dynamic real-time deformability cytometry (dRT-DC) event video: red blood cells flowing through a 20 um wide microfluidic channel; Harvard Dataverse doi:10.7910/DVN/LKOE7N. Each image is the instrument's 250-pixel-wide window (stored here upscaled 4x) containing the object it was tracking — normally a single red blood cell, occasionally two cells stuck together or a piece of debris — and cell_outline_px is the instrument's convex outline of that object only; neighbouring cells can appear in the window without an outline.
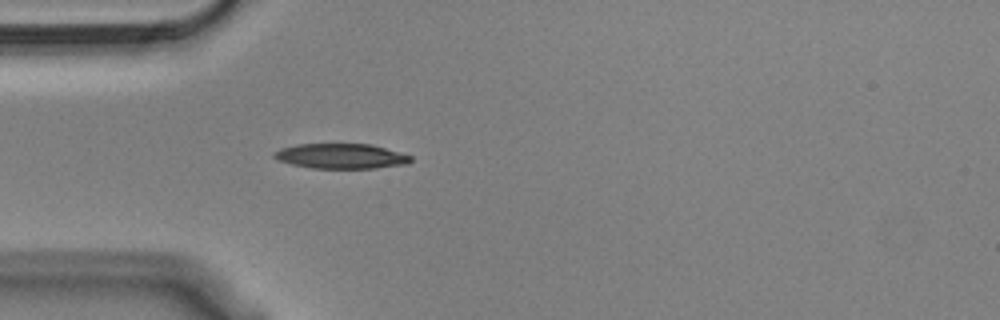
{"species": "Egyptian fruit bat (a non-hibernating species)", "species_latin": "Rousettus aegyptiacus", "temperature_condition": "cold", "stored_images_in_passage": 40, "camera_frame_rate_fps": 3000, "um_per_image_px": 0.085, "animal": {"sex": "male"}, "frame": {"image": 1, "passage_image": 1, "time_ms": 0.0, "image_size_px": [1000, 320], "cell_outline_px": [[412, 160], [408, 164], [376, 168], [312, 168], [292, 164], [276, 160], [272, 156], [272, 152], [280, 148], [296, 144], [372, 144], [412, 156]], "centroid_in_image_um": [28.96, 13.27], "position_along_channel_um": 56.0, "area_um2": 20.06}}
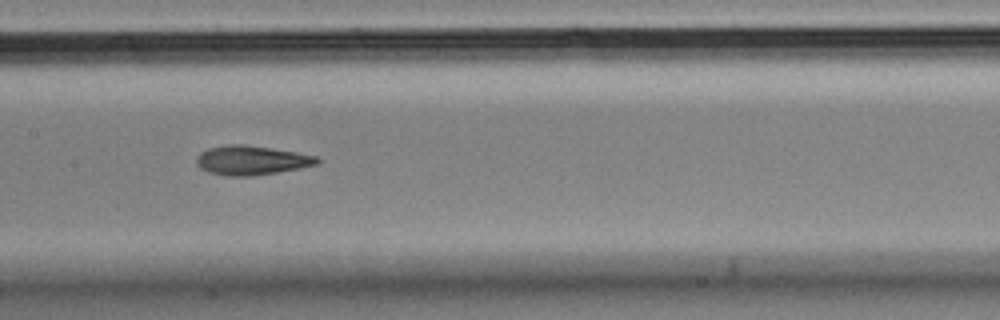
{"frame": {"image": 2, "passage_image": 12, "time_ms": 3.667, "image_size_px": [1000, 320], "cell_outline_px": [[320, 164], [300, 168], [252, 176], [224, 176], [208, 172], [200, 168], [196, 164], [196, 156], [200, 152], [208, 148], [228, 144], [244, 144], [272, 148], [296, 152], [316, 156], [320, 160]], "centroid_in_image_um": [21.35, 13.62], "position_along_channel_um": 186.1, "area_um2": 20.75}}
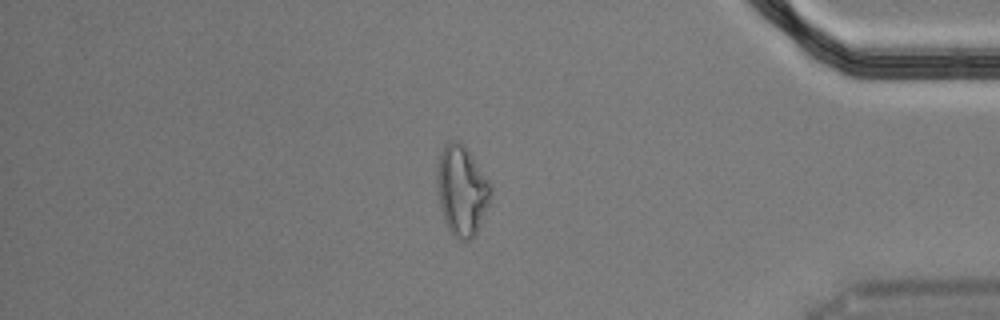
{"frame": {"image": 3, "passage_image": 32, "time_ms": 10.333, "image_size_px": [1000, 320], "cell_outline_px": [[492, 196], [476, 232], [472, 240], [460, 240], [452, 236], [444, 220], [440, 208], [436, 184], [436, 168], [440, 152], [444, 144], [448, 140], [460, 140], [464, 144], [492, 184]], "centroid_in_image_um": [39.23, 16.15], "position_along_channel_um": 396.0, "area_um2": 28.73}, "authors_computed_cell_mechanics": {"area_um2": 20.8947, "velocity_mm_per_s": 3.6346, "shape_relaxation_time_tau1_ms": 11.2029, "shape_relaxation_time_tau2_ms": 3.6269, "deformation_change_tau1": 0.2236, "deformation_change_tau2": 0.1193}}